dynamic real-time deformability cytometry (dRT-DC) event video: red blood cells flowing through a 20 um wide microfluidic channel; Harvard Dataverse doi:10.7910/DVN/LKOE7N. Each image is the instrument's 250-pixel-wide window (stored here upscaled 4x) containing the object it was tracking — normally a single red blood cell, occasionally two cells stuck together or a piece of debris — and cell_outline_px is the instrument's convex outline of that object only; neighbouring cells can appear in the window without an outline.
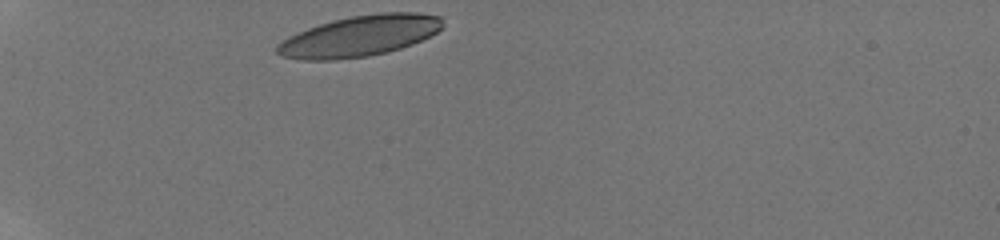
{"species": "human", "species_latin": "Homo sapiens", "temperature_condition": "room temperature", "stored_images_in_passage": 8, "camera_frame_rate_fps": 3000, "um_per_image_px": 0.085, "donor": {"sex": "male"}, "frame": {"image": 1, "passage_image": 1, "time_ms": 0.0, "image_size_px": [1000, 240], "cell_outline_px": [[444, 16], [440, 28], [436, 32], [412, 44], [388, 52], [368, 56], [336, 60], [304, 60], [280, 56], [276, 52], [276, 44], [288, 36], [308, 28], [332, 20], [352, 16], [376, 12], [416, 12]], "centroid_in_image_um": [30.55, 3.05], "position_along_channel_um": 54.5, "area_um2": 39.54}}
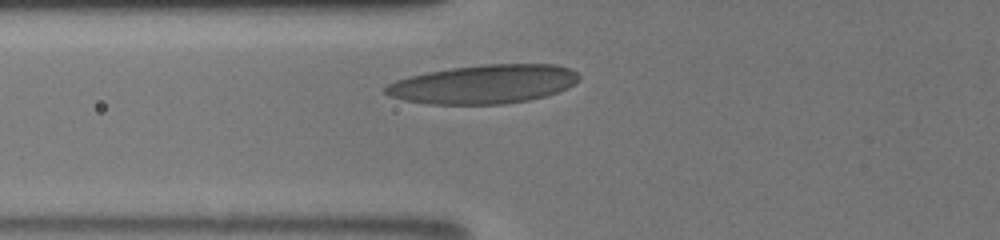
{"frame": {"image": 2, "passage_image": 5, "time_ms": 1.667, "image_size_px": [1000, 240], "cell_outline_px": [[580, 76], [568, 88], [544, 96], [528, 100], [504, 104], [428, 104], [404, 100], [388, 96], [384, 92], [384, 88], [388, 84], [396, 80], [408, 76], [428, 72], [452, 68], [480, 64], [556, 64], [572, 68]], "centroid_in_image_um": [41.09, 7.15], "position_along_channel_um": 84.7, "area_um2": 43.81}}
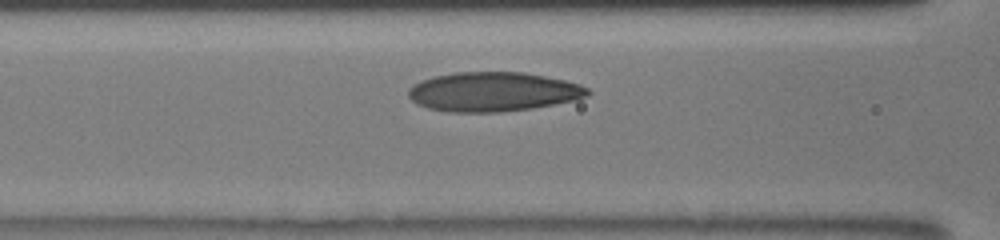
{"frame": {"image": 3, "passage_image": 7, "time_ms": 2.667, "image_size_px": [1000, 240], "cell_outline_px": [[592, 92], [588, 96], [576, 100], [532, 108], [500, 112], [448, 112], [428, 108], [416, 104], [408, 96], [408, 88], [412, 84], [420, 80], [432, 76], [452, 72], [524, 72], [564, 80], [580, 84], [588, 88]], "centroid_in_image_um": [41.89, 7.8], "position_along_channel_um": 124.7, "area_um2": 41.5}}